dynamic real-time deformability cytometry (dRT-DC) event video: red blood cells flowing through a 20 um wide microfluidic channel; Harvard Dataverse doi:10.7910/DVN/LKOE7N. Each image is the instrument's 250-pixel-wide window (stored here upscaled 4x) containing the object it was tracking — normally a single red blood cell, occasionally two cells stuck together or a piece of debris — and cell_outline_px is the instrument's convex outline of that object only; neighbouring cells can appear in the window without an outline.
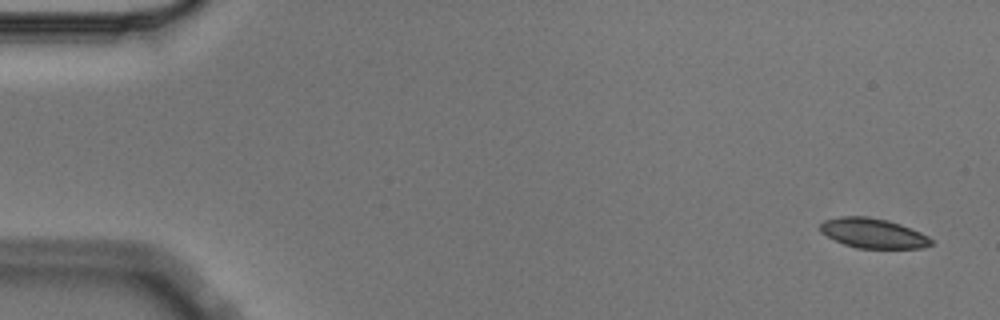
{"species": "Egyptian fruit bat (a non-hibernating species)", "species_latin": "Rousettus aegyptiacus", "temperature_condition": "cold", "stored_images_in_passage": 4, "camera_frame_rate_fps": 3000, "um_per_image_px": 0.085, "animal": {"sex": "male"}, "frame": {"image": 1, "passage_image": 1, "time_ms": 0.0, "image_size_px": [1000, 320], "cell_outline_px": [[932, 244], [924, 248], [856, 248], [844, 244], [820, 232], [820, 224], [824, 220], [840, 216], [864, 216], [884, 220], [900, 224], [920, 232], [928, 236], [932, 240]], "centroid_in_image_um": [74.2, 19.83], "position_along_channel_um": 10.8, "area_um2": 19.07}}